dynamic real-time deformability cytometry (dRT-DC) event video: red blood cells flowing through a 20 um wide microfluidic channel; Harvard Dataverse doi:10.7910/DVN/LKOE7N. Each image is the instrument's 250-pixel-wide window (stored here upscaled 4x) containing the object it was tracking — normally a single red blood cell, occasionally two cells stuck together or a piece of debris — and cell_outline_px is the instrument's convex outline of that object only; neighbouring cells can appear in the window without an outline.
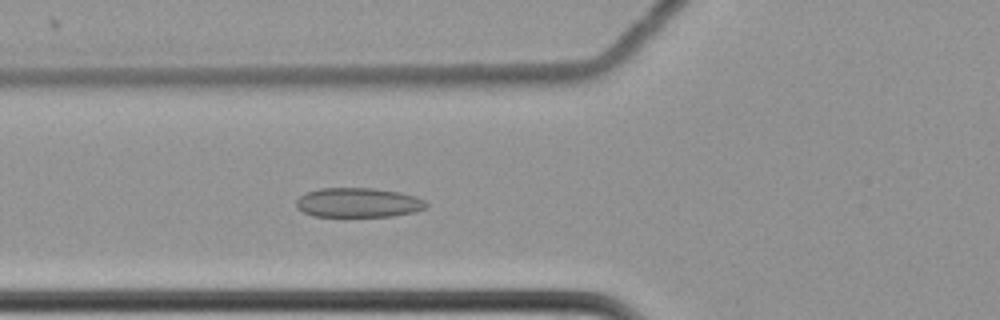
{"species": "common noctule bat (a hibernating species)", "species_latin": "Nyctalus noctula", "temperature_condition": "cold", "stored_images_in_passage": 63, "camera_frame_rate_fps": 3000, "um_per_image_px": 0.085, "animal": {"sex": "female", "body_mass_g": 22.7, "forearm_length_mm": 54.2}, "frame": {"image": 1, "passage_image": 26, "time_ms": 8.333, "image_size_px": [1000, 320], "cell_outline_px": [[428, 204], [424, 208], [412, 212], [392, 216], [312, 216], [296, 208], [296, 200], [300, 196], [308, 192], [320, 188], [376, 188], [400, 192], [416, 196], [424, 200]], "centroid_in_image_um": [30.44, 17.21], "position_along_channel_um": 95.4, "area_um2": 22.31}}
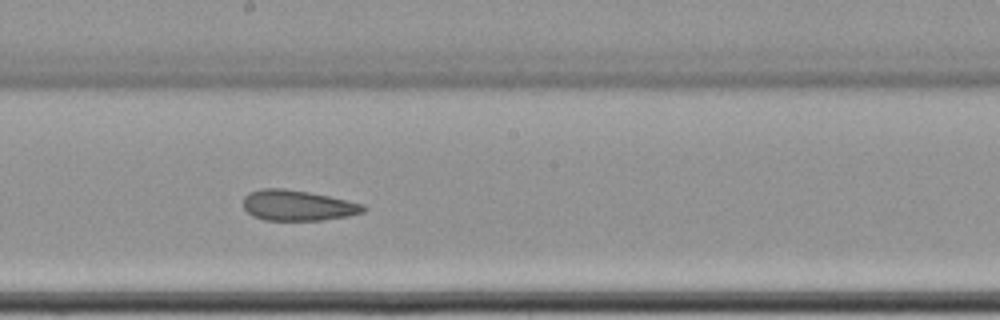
{"frame": {"image": 2, "passage_image": 37, "time_ms": 12.0, "image_size_px": [1000, 320], "cell_outline_px": [[368, 208], [364, 212], [348, 216], [320, 220], [264, 220], [252, 216], [244, 208], [244, 196], [248, 192], [260, 188], [284, 188], [308, 192], [328, 196], [364, 204]], "centroid_in_image_um": [25.29, 17.46], "position_along_channel_um": 222.9, "area_um2": 21.44}}
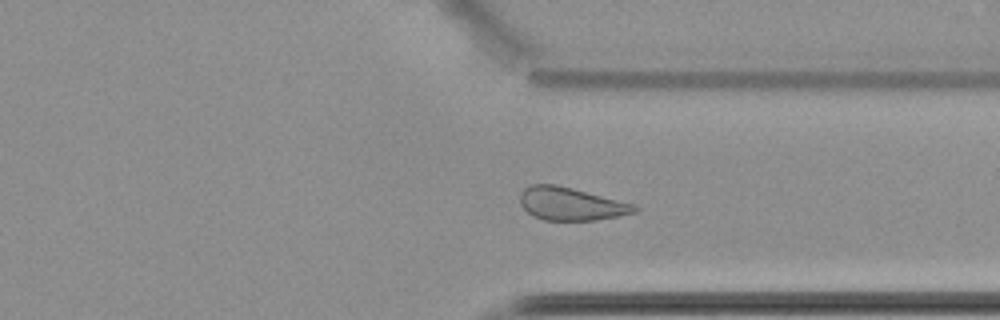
{"frame": {"image": 3, "passage_image": 49, "time_ms": 16.0, "image_size_px": [1000, 320], "cell_outline_px": [[640, 208], [636, 212], [596, 220], [544, 220], [532, 216], [520, 204], [520, 192], [524, 188], [532, 184], [556, 184], [572, 188], [632, 204]], "centroid_in_image_um": [48.47, 17.33], "position_along_channel_um": 362.9, "area_um2": 21.73}, "authors_computed_cell_mechanics": {"area_um2": 24.0448, "velocity_mm_per_s": 3.4775, "shape_relaxation_time_tau1_ms": null, "shape_relaxation_time_tau2_ms": 2.524, "deformation_change_tau1": null, "deformation_change_tau2": 0.0911}}